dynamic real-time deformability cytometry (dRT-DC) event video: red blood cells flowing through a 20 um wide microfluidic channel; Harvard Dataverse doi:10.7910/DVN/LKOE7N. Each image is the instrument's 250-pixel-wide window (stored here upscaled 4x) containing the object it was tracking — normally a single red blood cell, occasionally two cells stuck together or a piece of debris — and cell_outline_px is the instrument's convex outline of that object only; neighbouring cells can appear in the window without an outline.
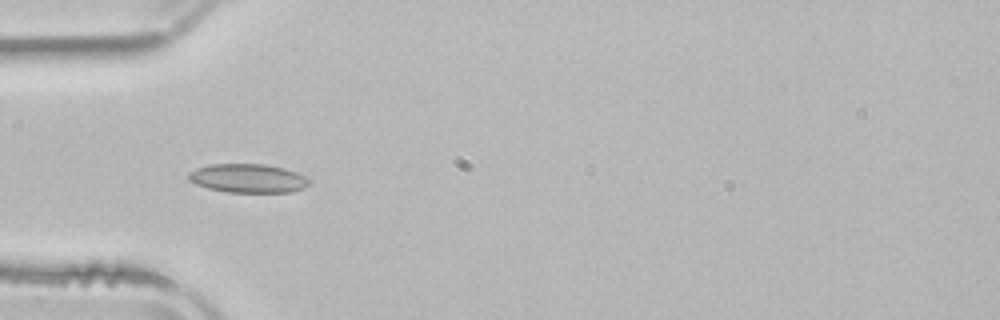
{"species": "common noctule bat (a hibernating species)", "species_latin": "Nyctalus noctula", "temperature_condition": "room temperature", "stored_images_in_passage": 7, "camera_frame_rate_fps": 3000, "um_per_image_px": 0.085, "animal": {"sex": "male", "body_mass_g": 21.5, "forearm_length_mm": 52.0}, "frame": {"image": 1, "passage_image": 5, "time_ms": 4.667, "image_size_px": [1000, 320], "cell_outline_px": [[308, 184], [304, 188], [292, 192], [228, 192], [208, 188], [196, 184], [188, 180], [188, 172], [196, 168], [212, 164], [264, 164], [284, 168], [296, 172], [304, 176], [308, 180]], "centroid_in_image_um": [21.05, 15.15], "position_along_channel_um": 63.9, "area_um2": 20.17}}
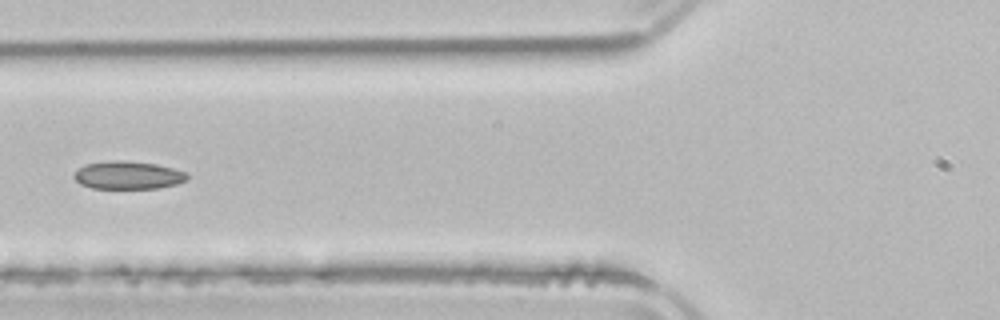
{"frame": {"image": 2, "passage_image": 6, "time_ms": 6.0, "image_size_px": [1000, 320], "cell_outline_px": [[188, 176], [184, 180], [176, 184], [156, 188], [92, 188], [80, 184], [72, 176], [76, 168], [84, 164], [116, 160], [120, 160], [156, 164], [172, 168], [184, 172]], "centroid_in_image_um": [10.8, 14.88], "position_along_channel_um": 115.0, "area_um2": 18.26}}
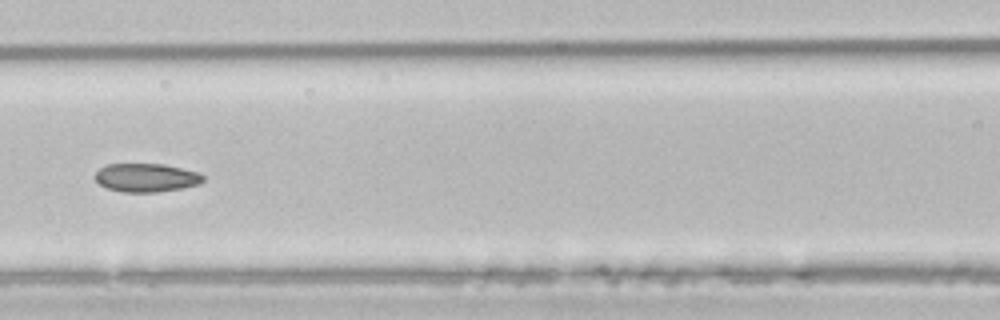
{"frame": {"image": 3, "passage_image": 7, "time_ms": 7.0, "image_size_px": [1000, 320], "cell_outline_px": [[204, 180], [200, 184], [180, 188], [156, 192], [124, 192], [108, 188], [100, 184], [96, 180], [96, 172], [100, 168], [108, 164], [164, 164], [200, 172], [204, 176]], "centroid_in_image_um": [12.47, 15.09], "position_along_channel_um": 154.1, "area_um2": 17.86}}